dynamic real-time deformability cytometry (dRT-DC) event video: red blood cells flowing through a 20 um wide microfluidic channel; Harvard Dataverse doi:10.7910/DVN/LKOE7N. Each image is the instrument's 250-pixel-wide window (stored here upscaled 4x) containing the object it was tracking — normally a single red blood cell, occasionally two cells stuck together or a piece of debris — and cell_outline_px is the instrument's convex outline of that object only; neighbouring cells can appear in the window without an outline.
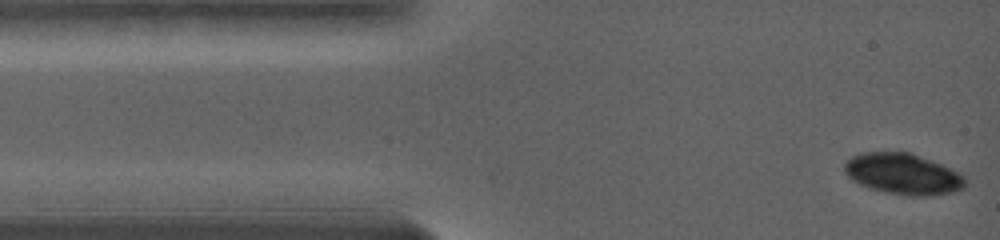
{"species": "common noctule bat (a hibernating species)", "species_latin": "Nyctalus noctula", "temperature_condition": "warm", "stored_images_in_passage": 4, "camera_frame_rate_fps": 5000, "um_per_image_px": 0.085, "animal": {"sex": "female", "body_mass_g": 19.0, "forearm_length_mm": 56.7}, "frame": {"image": 1, "passage_image": 1, "time_ms": 0.0, "image_size_px": [1000, 240], "cell_outline_px": [[968, 184], [964, 188], [952, 192], [932, 196], [908, 196], [884, 192], [868, 188], [852, 180], [844, 172], [844, 164], [852, 156], [864, 152], [908, 152], [940, 164], [964, 176], [968, 180]], "centroid_in_image_um": [76.75, 14.81], "position_along_channel_um": 8.2, "area_um2": 28.84}}